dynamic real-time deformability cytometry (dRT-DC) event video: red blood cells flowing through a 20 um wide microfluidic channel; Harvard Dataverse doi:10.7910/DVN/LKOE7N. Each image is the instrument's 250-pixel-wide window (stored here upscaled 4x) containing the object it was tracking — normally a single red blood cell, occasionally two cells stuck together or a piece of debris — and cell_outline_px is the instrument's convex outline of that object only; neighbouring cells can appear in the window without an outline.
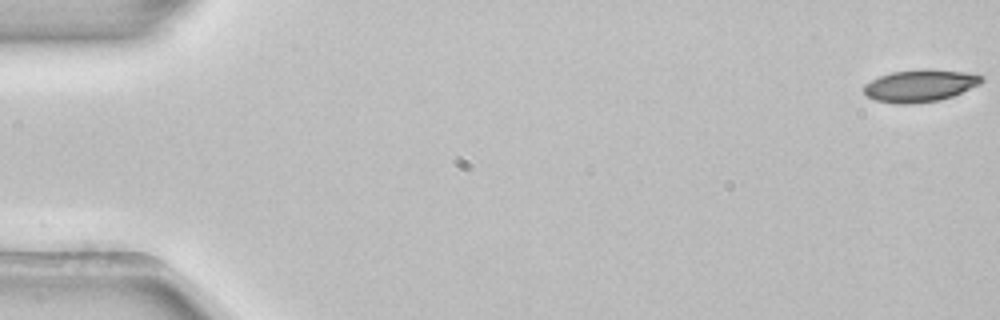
{"species": "common noctule bat (a hibernating species)", "species_latin": "Nyctalus noctula", "temperature_condition": "room temperature", "stored_images_in_passage": 6, "camera_frame_rate_fps": 3000, "um_per_image_px": 0.085, "animal": {"sex": "female", "body_mass_g": 22.7, "forearm_length_mm": 54.2}, "frame": {"image": 1, "passage_image": 1, "time_ms": 0.0, "image_size_px": [1000, 320], "cell_outline_px": [[984, 80], [980, 84], [952, 96], [940, 100], [912, 104], [896, 104], [876, 100], [868, 96], [864, 92], [864, 84], [880, 76], [892, 72], [964, 72], [984, 76]], "centroid_in_image_um": [78.18, 7.34], "position_along_channel_um": 6.8, "area_um2": 21.04}}
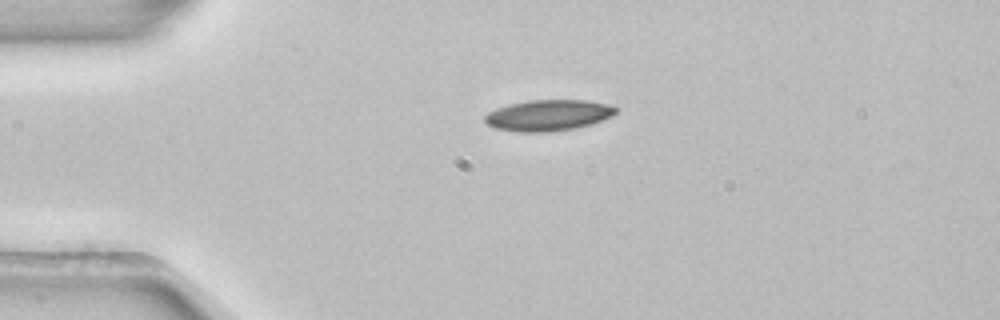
{"frame": {"image": 2, "passage_image": 4, "time_ms": 1.0, "image_size_px": [1000, 320], "cell_outline_px": [[616, 112], [612, 116], [592, 124], [576, 128], [548, 132], [516, 132], [496, 128], [488, 124], [484, 120], [484, 116], [488, 112], [496, 108], [508, 104], [528, 100], [584, 100], [604, 104], [616, 108]], "centroid_in_image_um": [46.56, 9.8], "position_along_channel_um": 38.4, "area_um2": 23.64}}